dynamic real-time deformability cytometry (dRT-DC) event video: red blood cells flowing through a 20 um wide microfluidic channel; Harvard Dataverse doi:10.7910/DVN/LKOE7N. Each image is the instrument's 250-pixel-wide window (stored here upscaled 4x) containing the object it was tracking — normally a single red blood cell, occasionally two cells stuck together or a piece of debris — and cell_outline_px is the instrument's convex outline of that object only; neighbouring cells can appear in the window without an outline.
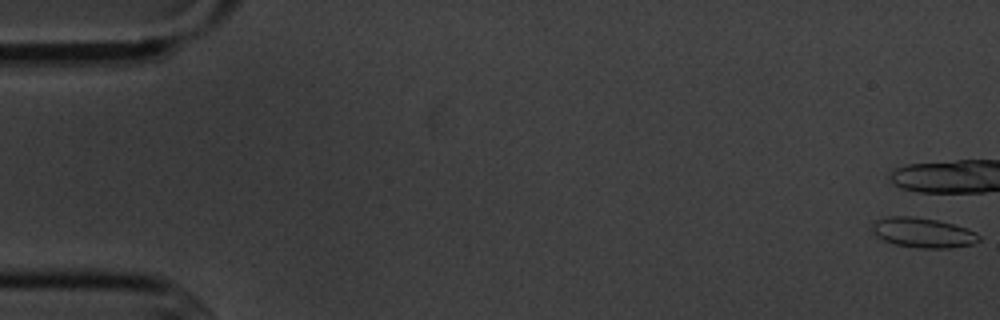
{"species": "common noctule bat (a hibernating species)", "species_latin": "Nyctalus noctula", "temperature_condition": "cold", "stored_images_in_passage": 7, "camera_frame_rate_fps": 3000, "um_per_image_px": 0.085, "animal": {"sex": "male", "body_mass_g": 20.1, "forearm_length_mm": 53.5}, "frame": {"image": 1, "passage_image": 1, "time_ms": 0.0, "image_size_px": [1000, 320], "cell_outline_px": [[980, 240], [972, 244], [952, 248], [916, 248], [896, 244], [884, 240], [876, 236], [872, 232], [872, 224], [876, 220], [888, 216], [912, 216], [936, 220], [952, 224], [976, 232], [980, 236]], "centroid_in_image_um": [78.43, 19.78], "position_along_channel_um": 6.6, "area_um2": 18.55}}